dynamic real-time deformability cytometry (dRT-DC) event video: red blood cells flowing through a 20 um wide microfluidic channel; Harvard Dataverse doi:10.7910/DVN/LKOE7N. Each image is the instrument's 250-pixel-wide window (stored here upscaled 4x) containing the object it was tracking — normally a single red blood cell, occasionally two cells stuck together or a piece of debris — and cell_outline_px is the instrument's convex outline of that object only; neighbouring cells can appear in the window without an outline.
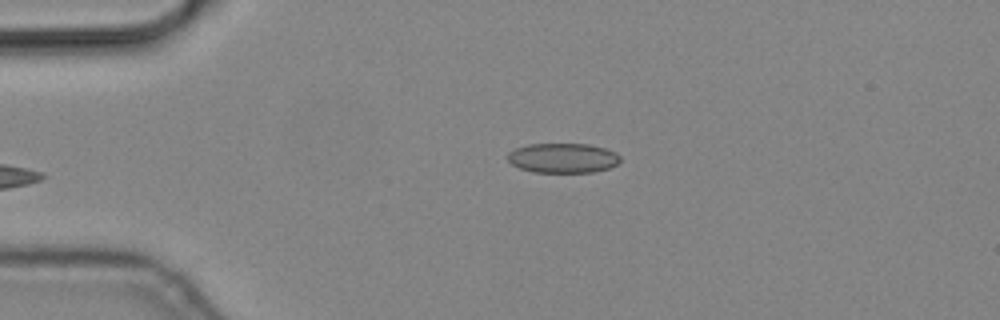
{"species": "common noctule bat (a hibernating species)", "species_latin": "Nyctalus noctula", "temperature_condition": "cold", "stored_images_in_passage": 3, "camera_frame_rate_fps": 3000, "um_per_image_px": 0.085, "animal": {"sex": "male", "body_mass_g": 19.2, "forearm_length_mm": 51.8}, "frame": {"image": 1, "passage_image": 3, "time_ms": 0.667, "image_size_px": [1000, 320], "cell_outline_px": [[620, 160], [616, 164], [608, 168], [592, 172], [532, 172], [520, 168], [512, 164], [508, 160], [508, 152], [516, 148], [528, 144], [588, 144], [604, 148], [616, 152], [620, 156]], "centroid_in_image_um": [47.83, 13.43], "position_along_channel_um": 37.2, "area_um2": 19.42}}